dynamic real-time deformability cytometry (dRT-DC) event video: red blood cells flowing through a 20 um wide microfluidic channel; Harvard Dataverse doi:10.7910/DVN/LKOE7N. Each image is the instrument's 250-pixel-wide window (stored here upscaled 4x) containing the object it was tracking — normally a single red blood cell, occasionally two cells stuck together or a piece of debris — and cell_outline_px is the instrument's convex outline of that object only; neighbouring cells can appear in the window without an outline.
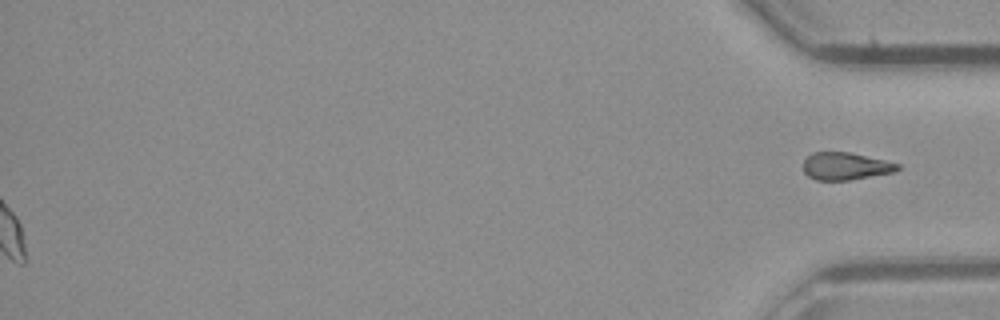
{"species": "common noctule bat (a hibernating species)", "species_latin": "Nyctalus noctula", "temperature_condition": "room temperature", "stored_images_in_passage": 47, "segment_of_instrument_passage": [2, 2], "camera_frame_rate_fps": 3000, "um_per_image_px": 0.085, "animal": {"sex": "male", "body_mass_g": 23.1, "forearm_length_mm": 52.7}, "frame": {"image": 1, "passage_image": 47, "time_ms": 15.333, "image_size_px": [1000, 320], "cell_outline_px": [[900, 168], [892, 172], [848, 180], [816, 180], [808, 176], [804, 172], [804, 160], [812, 152], [848, 152], [884, 160], [900, 164]], "centroid_in_image_um": [71.84, 14.12], "position_along_channel_um": 363.4, "area_um2": 14.85}}